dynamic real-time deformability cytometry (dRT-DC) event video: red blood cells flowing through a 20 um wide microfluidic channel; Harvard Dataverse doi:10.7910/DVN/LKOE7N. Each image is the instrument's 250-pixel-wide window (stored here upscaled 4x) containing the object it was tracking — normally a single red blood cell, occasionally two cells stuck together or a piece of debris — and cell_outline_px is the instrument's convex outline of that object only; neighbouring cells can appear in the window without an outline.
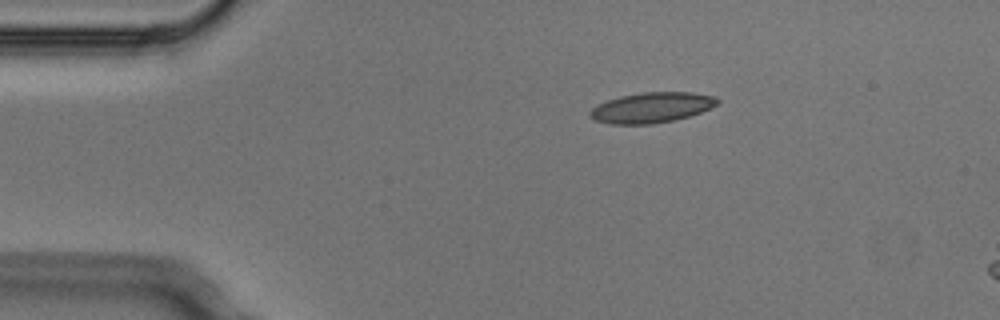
{"species": "Egyptian fruit bat (a non-hibernating species)", "species_latin": "Rousettus aegyptiacus", "temperature_condition": "cold", "stored_images_in_passage": 3, "segment_of_instrument_passage": [1, 2], "camera_frame_rate_fps": 3000, "um_per_image_px": 0.085, "animal": {"sex": "male"}, "frame": {"image": 1, "passage_image": 1, "time_ms": 0.0, "image_size_px": [1000, 320], "cell_outline_px": [[720, 104], [700, 112], [688, 116], [672, 120], [652, 124], [612, 124], [596, 120], [588, 116], [588, 112], [596, 104], [620, 96], [644, 92], [692, 92], [712, 96], [720, 100]], "centroid_in_image_um": [55.37, 9.14], "position_along_channel_um": 29.6, "area_um2": 22.48}}